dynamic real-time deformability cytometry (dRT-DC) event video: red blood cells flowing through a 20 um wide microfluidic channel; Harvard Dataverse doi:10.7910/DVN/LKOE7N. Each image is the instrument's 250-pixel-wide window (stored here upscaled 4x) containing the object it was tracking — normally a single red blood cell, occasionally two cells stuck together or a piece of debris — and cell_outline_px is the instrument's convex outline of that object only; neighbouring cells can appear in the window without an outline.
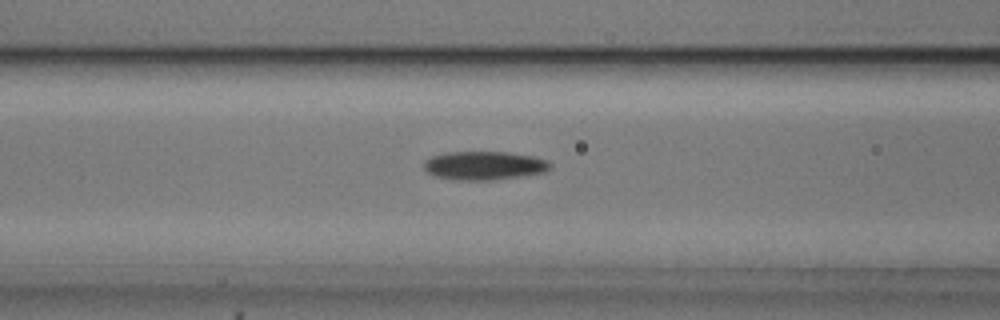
{"species": "common noctule bat (a hibernating species)", "species_latin": "Nyctalus noctula", "temperature_condition": "cold", "stored_images_in_passage": 38, "camera_frame_rate_fps": 3000, "um_per_image_px": 0.085, "animal": {"sex": "male", "body_mass_g": 20.5, "forearm_length_mm": 52.5}, "frame": {"image": 1, "passage_image": 10, "time_ms": 3.0, "image_size_px": [1000, 320], "cell_outline_px": [[552, 168], [544, 172], [520, 176], [492, 180], [452, 180], [436, 176], [428, 172], [424, 168], [424, 160], [432, 156], [444, 152], [508, 152], [536, 156], [548, 160], [552, 164]], "centroid_in_image_um": [41.18, 14.06], "position_along_channel_um": 125.4, "area_um2": 21.27}}
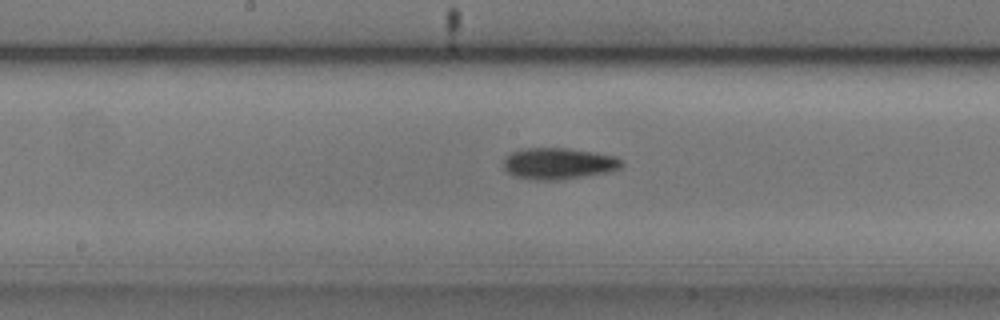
{"frame": {"image": 2, "passage_image": 16, "time_ms": 5.0, "image_size_px": [1000, 320], "cell_outline_px": [[624, 164], [620, 168], [612, 172], [560, 180], [532, 180], [516, 176], [508, 172], [504, 168], [504, 156], [520, 148], [568, 148], [596, 152], [616, 156], [624, 160]], "centroid_in_image_um": [47.52, 13.9], "position_along_channel_um": 200.7, "area_um2": 22.08}}
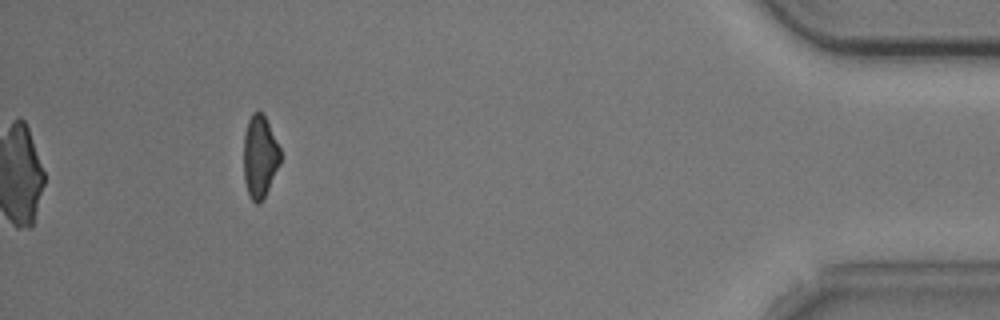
{"frame": {"image": 3, "passage_image": 38, "time_ms": 12.333, "image_size_px": [1000, 320], "cell_outline_px": [[280, 164], [260, 204], [256, 204], [248, 196], [244, 180], [244, 132], [248, 120], [252, 112], [260, 112], [264, 116], [280, 148]], "centroid_in_image_um": [22.06, 13.33], "position_along_channel_um": 413.1, "area_um2": 17.46}, "authors_computed_cell_mechanics": {"area_um2": 20.7502, "velocity_mm_per_s": 3.7472, "shape_relaxation_time_tau1_ms": 4.856, "shape_relaxation_time_tau2_ms": null, "deformation_change_tau1": 0.1175, "deformation_change_tau2": null}}